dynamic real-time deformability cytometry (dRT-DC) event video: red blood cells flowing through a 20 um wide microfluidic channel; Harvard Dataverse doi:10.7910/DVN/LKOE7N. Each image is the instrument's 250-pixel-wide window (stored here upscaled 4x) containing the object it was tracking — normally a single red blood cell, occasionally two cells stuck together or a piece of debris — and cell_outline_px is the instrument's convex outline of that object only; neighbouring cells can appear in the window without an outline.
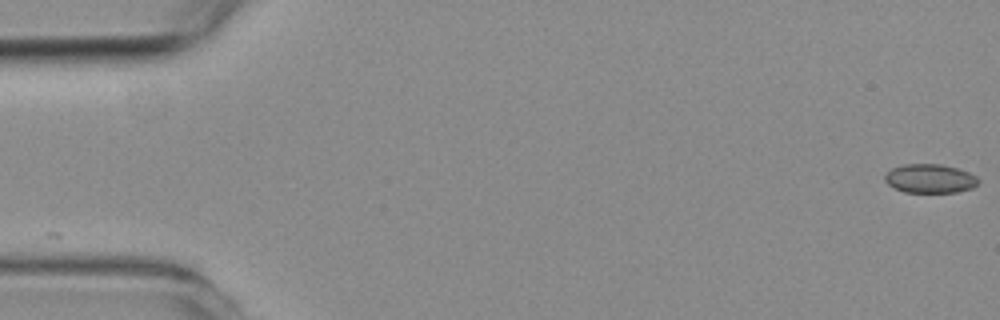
{"species": "common noctule bat (a hibernating species)", "species_latin": "Nyctalus noctula", "temperature_condition": "room temperature", "stored_images_in_passage": 5, "camera_frame_rate_fps": 3000, "um_per_image_px": 0.085, "animal": {"sex": "female", "body_mass_g": 19.3, "forearm_length_mm": 54.1}, "frame": {"image": 1, "passage_image": 1, "time_ms": 0.0, "image_size_px": [1000, 320], "cell_outline_px": [[980, 180], [972, 188], [956, 192], [904, 192], [892, 188], [884, 180], [884, 176], [892, 168], [904, 164], [940, 164], [956, 168], [968, 172], [976, 176]], "centroid_in_image_um": [79.02, 15.18], "position_along_channel_um": 6.0, "area_um2": 15.72}}
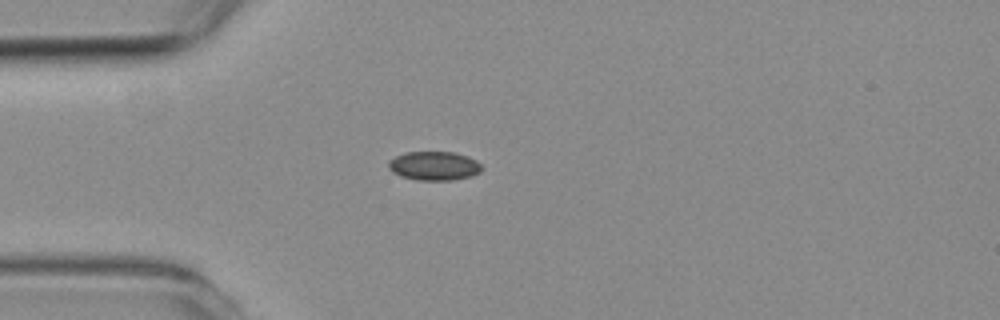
{"frame": {"image": 2, "passage_image": 5, "time_ms": 4.667, "image_size_px": [1000, 320], "cell_outline_px": [[480, 172], [472, 176], [452, 180], [420, 180], [400, 176], [392, 172], [388, 168], [388, 160], [404, 152], [456, 152], [468, 156], [476, 160], [480, 164]], "centroid_in_image_um": [36.88, 14.09], "position_along_channel_um": 48.1, "area_um2": 15.78}}